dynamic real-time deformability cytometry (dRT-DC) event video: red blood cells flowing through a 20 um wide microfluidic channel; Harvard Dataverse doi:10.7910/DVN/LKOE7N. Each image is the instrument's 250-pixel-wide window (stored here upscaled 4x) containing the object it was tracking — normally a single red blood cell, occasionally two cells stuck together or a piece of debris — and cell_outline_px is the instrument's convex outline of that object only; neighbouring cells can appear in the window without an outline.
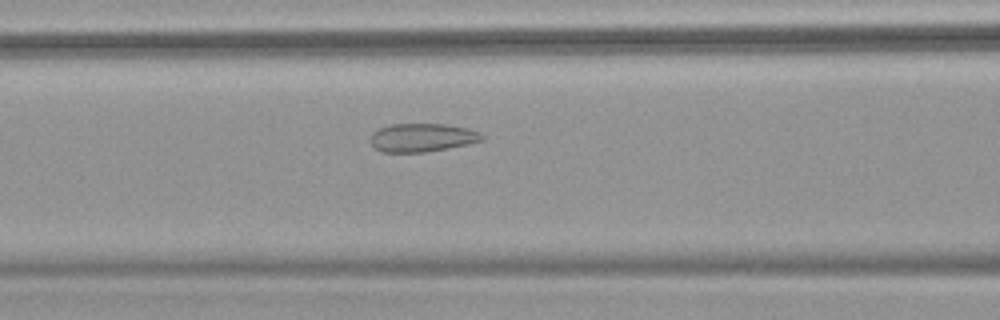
{"species": "common noctule bat (a hibernating species)", "species_latin": "Nyctalus noctula", "temperature_condition": "warm", "stored_images_in_passage": 48, "camera_frame_rate_fps": 3000, "um_per_image_px": 0.085, "animal": {"sex": "female", "body_mass_g": 18.4}, "frame": {"image": 1, "passage_image": 17, "time_ms": 5.333, "image_size_px": [1000, 320], "cell_outline_px": [[484, 140], [468, 144], [448, 148], [424, 152], [380, 152], [368, 140], [372, 132], [388, 124], [444, 124], [468, 128], [480, 132], [484, 136]], "centroid_in_image_um": [35.87, 11.69], "position_along_channel_um": 130.7, "area_um2": 18.61}}
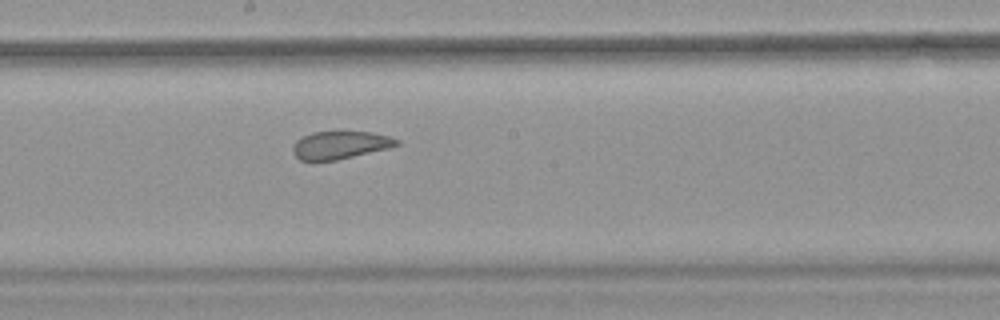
{"frame": {"image": 2, "passage_image": 24, "time_ms": 7.667, "image_size_px": [1000, 320], "cell_outline_px": [[400, 144], [388, 148], [336, 160], [300, 160], [292, 152], [292, 148], [296, 140], [312, 132], [336, 128], [372, 132], [388, 136], [400, 140]], "centroid_in_image_um": [28.91, 12.26], "position_along_channel_um": 219.3, "area_um2": 17.46}}
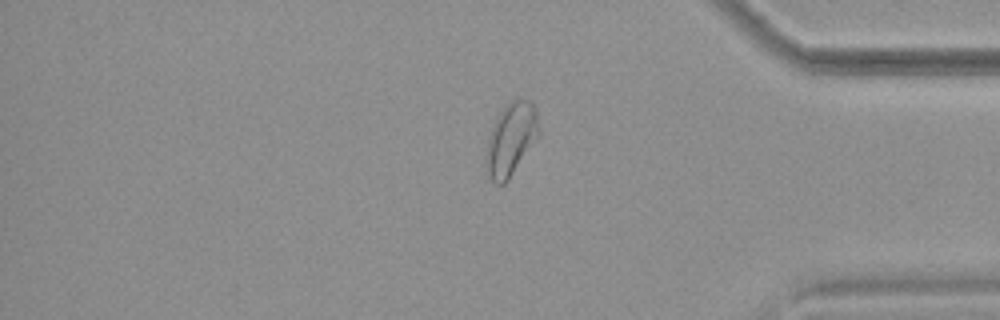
{"frame": {"image": 3, "passage_image": 39, "time_ms": 12.667, "image_size_px": [1000, 320], "cell_outline_px": [[540, 136], [508, 180], [504, 184], [496, 184], [492, 180], [488, 172], [484, 160], [492, 128], [500, 112], [508, 100], [520, 96], [532, 100], [536, 108], [540, 128]], "centroid_in_image_um": [43.49, 11.76], "position_along_channel_um": 391.7, "area_um2": 22.77}}